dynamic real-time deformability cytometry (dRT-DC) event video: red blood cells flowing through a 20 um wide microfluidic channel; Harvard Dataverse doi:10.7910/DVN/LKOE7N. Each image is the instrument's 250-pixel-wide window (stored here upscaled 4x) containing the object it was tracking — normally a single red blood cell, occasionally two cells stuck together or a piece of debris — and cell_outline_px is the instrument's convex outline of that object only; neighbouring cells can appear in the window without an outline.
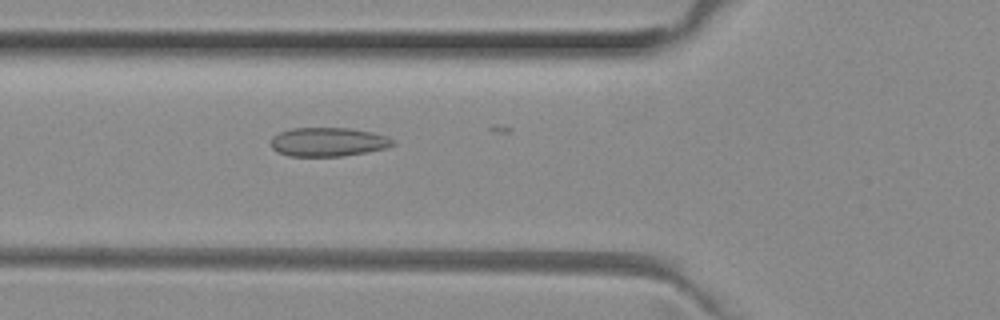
{"species": "common noctule bat (a hibernating species)", "species_latin": "Nyctalus noctula", "temperature_condition": "room temperature", "stored_images_in_passage": 13, "camera_frame_rate_fps": 3000, "um_per_image_px": 0.085, "animal": {"sex": "female", "body_mass_g": 29.2, "forearm_length_mm": 56.3}, "frame": {"image": 1, "passage_image": 6, "time_ms": 1.667, "image_size_px": [1000, 320], "cell_outline_px": [[396, 144], [384, 148], [368, 152], [340, 156], [288, 156], [276, 152], [272, 148], [272, 136], [280, 132], [292, 128], [352, 128], [372, 132], [388, 136], [396, 140]], "centroid_in_image_um": [27.92, 12.06], "position_along_channel_um": 97.9, "area_um2": 20.69}}
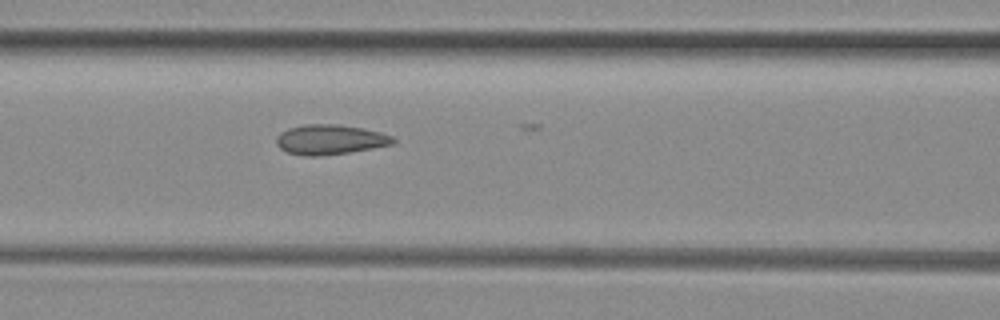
{"frame": {"image": 2, "passage_image": 9, "time_ms": 2.667, "image_size_px": [1000, 320], "cell_outline_px": [[396, 140], [392, 144], [372, 148], [348, 152], [320, 156], [304, 156], [288, 152], [280, 148], [276, 144], [276, 136], [280, 132], [288, 128], [304, 124], [336, 124], [364, 128], [380, 132], [392, 136]], "centroid_in_image_um": [28.02, 11.85], "position_along_channel_um": 138.6, "area_um2": 20.35}}
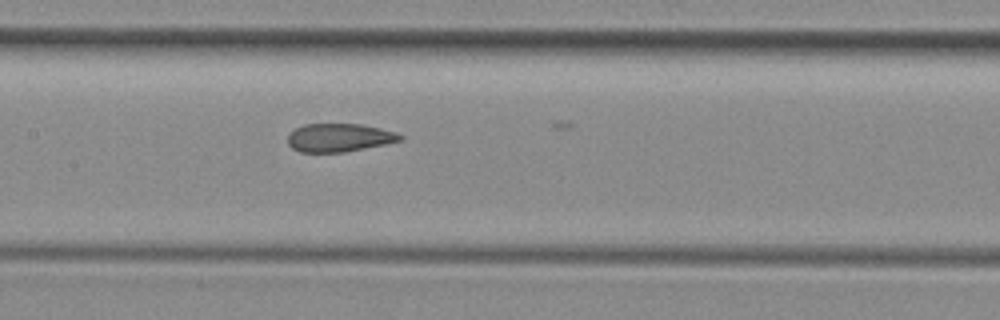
{"frame": {"image": 3, "passage_image": 12, "time_ms": 3.667, "image_size_px": [1000, 320], "cell_outline_px": [[404, 140], [344, 152], [300, 152], [292, 148], [288, 144], [288, 136], [296, 128], [304, 124], [360, 124], [380, 128], [396, 132], [404, 136]], "centroid_in_image_um": [28.85, 11.7], "position_along_channel_um": 178.5, "area_um2": 18.44}}